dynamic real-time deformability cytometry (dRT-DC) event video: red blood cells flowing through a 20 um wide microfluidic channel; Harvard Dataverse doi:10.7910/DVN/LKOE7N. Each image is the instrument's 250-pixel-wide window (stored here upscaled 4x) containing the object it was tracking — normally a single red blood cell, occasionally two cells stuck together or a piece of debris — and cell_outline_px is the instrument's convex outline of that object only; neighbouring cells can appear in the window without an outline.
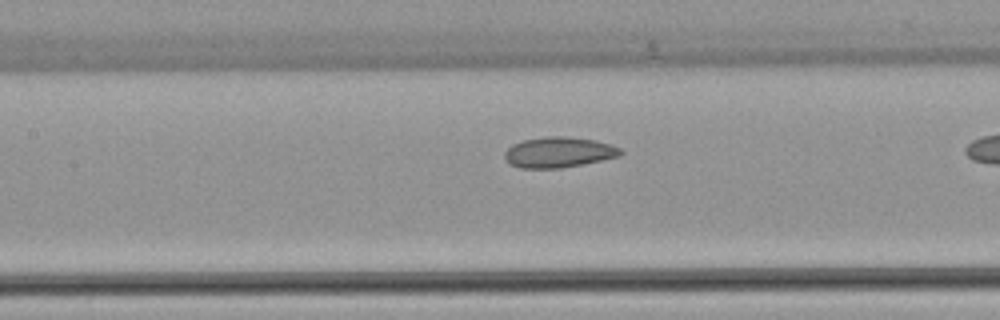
{"species": "common noctule bat (a hibernating species)", "species_latin": "Nyctalus noctula", "temperature_condition": "warm", "stored_images_in_passage": 15, "camera_frame_rate_fps": 3000, "um_per_image_px": 0.085, "animal": {"sex": "female", "body_mass_g": 22.7, "forearm_length_mm": 54.2}, "frame": {"image": 1, "passage_image": 9, "time_ms": 2.667, "image_size_px": [1000, 320], "cell_outline_px": [[624, 152], [620, 156], [584, 164], [560, 168], [520, 168], [508, 164], [504, 156], [504, 152], [512, 144], [524, 140], [544, 136], [564, 136], [596, 140], [612, 144], [620, 148]], "centroid_in_image_um": [47.49, 12.94], "position_along_channel_um": 159.9, "area_um2": 20.87}}